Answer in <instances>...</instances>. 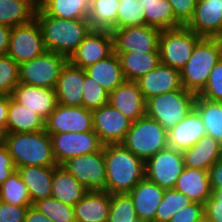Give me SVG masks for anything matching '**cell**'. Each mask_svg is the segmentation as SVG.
<instances>
[{
    "instance_id": "1",
    "label": "cell",
    "mask_w": 222,
    "mask_h": 222,
    "mask_svg": "<svg viewBox=\"0 0 222 222\" xmlns=\"http://www.w3.org/2000/svg\"><path fill=\"white\" fill-rule=\"evenodd\" d=\"M35 18L41 26L46 51L61 54L68 59L92 30L88 20L49 16L39 6Z\"/></svg>"
},
{
    "instance_id": "2",
    "label": "cell",
    "mask_w": 222,
    "mask_h": 222,
    "mask_svg": "<svg viewBox=\"0 0 222 222\" xmlns=\"http://www.w3.org/2000/svg\"><path fill=\"white\" fill-rule=\"evenodd\" d=\"M106 192L129 193L144 177L145 162L122 144L104 145Z\"/></svg>"
},
{
    "instance_id": "3",
    "label": "cell",
    "mask_w": 222,
    "mask_h": 222,
    "mask_svg": "<svg viewBox=\"0 0 222 222\" xmlns=\"http://www.w3.org/2000/svg\"><path fill=\"white\" fill-rule=\"evenodd\" d=\"M5 146L16 168L23 166H57L50 135L38 132L6 133Z\"/></svg>"
},
{
    "instance_id": "4",
    "label": "cell",
    "mask_w": 222,
    "mask_h": 222,
    "mask_svg": "<svg viewBox=\"0 0 222 222\" xmlns=\"http://www.w3.org/2000/svg\"><path fill=\"white\" fill-rule=\"evenodd\" d=\"M222 58V39L201 38L193 48L185 66L180 69L182 87L199 95L207 84L210 72Z\"/></svg>"
},
{
    "instance_id": "5",
    "label": "cell",
    "mask_w": 222,
    "mask_h": 222,
    "mask_svg": "<svg viewBox=\"0 0 222 222\" xmlns=\"http://www.w3.org/2000/svg\"><path fill=\"white\" fill-rule=\"evenodd\" d=\"M121 144L146 162L160 150L168 147L167 130L153 118L145 115L132 122Z\"/></svg>"
},
{
    "instance_id": "6",
    "label": "cell",
    "mask_w": 222,
    "mask_h": 222,
    "mask_svg": "<svg viewBox=\"0 0 222 222\" xmlns=\"http://www.w3.org/2000/svg\"><path fill=\"white\" fill-rule=\"evenodd\" d=\"M196 95L183 87L146 100V115L167 131L185 118L195 105Z\"/></svg>"
},
{
    "instance_id": "7",
    "label": "cell",
    "mask_w": 222,
    "mask_h": 222,
    "mask_svg": "<svg viewBox=\"0 0 222 222\" xmlns=\"http://www.w3.org/2000/svg\"><path fill=\"white\" fill-rule=\"evenodd\" d=\"M200 39L201 37L187 26L162 30L158 47L161 63L177 70L182 69Z\"/></svg>"
},
{
    "instance_id": "8",
    "label": "cell",
    "mask_w": 222,
    "mask_h": 222,
    "mask_svg": "<svg viewBox=\"0 0 222 222\" xmlns=\"http://www.w3.org/2000/svg\"><path fill=\"white\" fill-rule=\"evenodd\" d=\"M67 61L61 54L45 51L19 65V83L54 89Z\"/></svg>"
},
{
    "instance_id": "9",
    "label": "cell",
    "mask_w": 222,
    "mask_h": 222,
    "mask_svg": "<svg viewBox=\"0 0 222 222\" xmlns=\"http://www.w3.org/2000/svg\"><path fill=\"white\" fill-rule=\"evenodd\" d=\"M46 51L41 26L37 19L12 27L7 55L18 65Z\"/></svg>"
},
{
    "instance_id": "10",
    "label": "cell",
    "mask_w": 222,
    "mask_h": 222,
    "mask_svg": "<svg viewBox=\"0 0 222 222\" xmlns=\"http://www.w3.org/2000/svg\"><path fill=\"white\" fill-rule=\"evenodd\" d=\"M61 166L88 191H106L104 145L98 152L70 158Z\"/></svg>"
},
{
    "instance_id": "11",
    "label": "cell",
    "mask_w": 222,
    "mask_h": 222,
    "mask_svg": "<svg viewBox=\"0 0 222 222\" xmlns=\"http://www.w3.org/2000/svg\"><path fill=\"white\" fill-rule=\"evenodd\" d=\"M114 53L159 52L161 29L149 26H130L111 29Z\"/></svg>"
},
{
    "instance_id": "12",
    "label": "cell",
    "mask_w": 222,
    "mask_h": 222,
    "mask_svg": "<svg viewBox=\"0 0 222 222\" xmlns=\"http://www.w3.org/2000/svg\"><path fill=\"white\" fill-rule=\"evenodd\" d=\"M184 168L182 151L168 146L145 162V177L164 190L171 189Z\"/></svg>"
},
{
    "instance_id": "13",
    "label": "cell",
    "mask_w": 222,
    "mask_h": 222,
    "mask_svg": "<svg viewBox=\"0 0 222 222\" xmlns=\"http://www.w3.org/2000/svg\"><path fill=\"white\" fill-rule=\"evenodd\" d=\"M52 151L57 165H62L70 158L98 152L103 144L94 131L65 132L49 134Z\"/></svg>"
},
{
    "instance_id": "14",
    "label": "cell",
    "mask_w": 222,
    "mask_h": 222,
    "mask_svg": "<svg viewBox=\"0 0 222 222\" xmlns=\"http://www.w3.org/2000/svg\"><path fill=\"white\" fill-rule=\"evenodd\" d=\"M45 131L48 134L93 131L92 110L58 104L45 120Z\"/></svg>"
},
{
    "instance_id": "15",
    "label": "cell",
    "mask_w": 222,
    "mask_h": 222,
    "mask_svg": "<svg viewBox=\"0 0 222 222\" xmlns=\"http://www.w3.org/2000/svg\"><path fill=\"white\" fill-rule=\"evenodd\" d=\"M93 131L103 145L121 144L131 127L132 121L123 113L106 103L92 111Z\"/></svg>"
},
{
    "instance_id": "16",
    "label": "cell",
    "mask_w": 222,
    "mask_h": 222,
    "mask_svg": "<svg viewBox=\"0 0 222 222\" xmlns=\"http://www.w3.org/2000/svg\"><path fill=\"white\" fill-rule=\"evenodd\" d=\"M113 53V38L110 30L92 29L68 59L82 69L106 59Z\"/></svg>"
},
{
    "instance_id": "17",
    "label": "cell",
    "mask_w": 222,
    "mask_h": 222,
    "mask_svg": "<svg viewBox=\"0 0 222 222\" xmlns=\"http://www.w3.org/2000/svg\"><path fill=\"white\" fill-rule=\"evenodd\" d=\"M186 26L201 38L222 39V0L197 2L194 15Z\"/></svg>"
},
{
    "instance_id": "18",
    "label": "cell",
    "mask_w": 222,
    "mask_h": 222,
    "mask_svg": "<svg viewBox=\"0 0 222 222\" xmlns=\"http://www.w3.org/2000/svg\"><path fill=\"white\" fill-rule=\"evenodd\" d=\"M108 103L132 122L146 115V100L137 81L125 80L109 93Z\"/></svg>"
},
{
    "instance_id": "19",
    "label": "cell",
    "mask_w": 222,
    "mask_h": 222,
    "mask_svg": "<svg viewBox=\"0 0 222 222\" xmlns=\"http://www.w3.org/2000/svg\"><path fill=\"white\" fill-rule=\"evenodd\" d=\"M136 81L145 100L182 88L180 70L163 63Z\"/></svg>"
},
{
    "instance_id": "20",
    "label": "cell",
    "mask_w": 222,
    "mask_h": 222,
    "mask_svg": "<svg viewBox=\"0 0 222 222\" xmlns=\"http://www.w3.org/2000/svg\"><path fill=\"white\" fill-rule=\"evenodd\" d=\"M11 96L34 111L44 121L58 105L55 89L52 88L19 83Z\"/></svg>"
},
{
    "instance_id": "21",
    "label": "cell",
    "mask_w": 222,
    "mask_h": 222,
    "mask_svg": "<svg viewBox=\"0 0 222 222\" xmlns=\"http://www.w3.org/2000/svg\"><path fill=\"white\" fill-rule=\"evenodd\" d=\"M84 69L73 65L69 60L61 70L55 86L58 104L82 106Z\"/></svg>"
},
{
    "instance_id": "22",
    "label": "cell",
    "mask_w": 222,
    "mask_h": 222,
    "mask_svg": "<svg viewBox=\"0 0 222 222\" xmlns=\"http://www.w3.org/2000/svg\"><path fill=\"white\" fill-rule=\"evenodd\" d=\"M165 190L144 177L128 194L133 200L140 222H154L157 207Z\"/></svg>"
},
{
    "instance_id": "23",
    "label": "cell",
    "mask_w": 222,
    "mask_h": 222,
    "mask_svg": "<svg viewBox=\"0 0 222 222\" xmlns=\"http://www.w3.org/2000/svg\"><path fill=\"white\" fill-rule=\"evenodd\" d=\"M206 135V129L198 112L193 109L185 118L167 131L168 146L184 151Z\"/></svg>"
},
{
    "instance_id": "24",
    "label": "cell",
    "mask_w": 222,
    "mask_h": 222,
    "mask_svg": "<svg viewBox=\"0 0 222 222\" xmlns=\"http://www.w3.org/2000/svg\"><path fill=\"white\" fill-rule=\"evenodd\" d=\"M111 194L106 191H88L73 207L76 222H107Z\"/></svg>"
},
{
    "instance_id": "25",
    "label": "cell",
    "mask_w": 222,
    "mask_h": 222,
    "mask_svg": "<svg viewBox=\"0 0 222 222\" xmlns=\"http://www.w3.org/2000/svg\"><path fill=\"white\" fill-rule=\"evenodd\" d=\"M182 154L185 167L208 171L216 161L222 159V145L205 135Z\"/></svg>"
},
{
    "instance_id": "26",
    "label": "cell",
    "mask_w": 222,
    "mask_h": 222,
    "mask_svg": "<svg viewBox=\"0 0 222 222\" xmlns=\"http://www.w3.org/2000/svg\"><path fill=\"white\" fill-rule=\"evenodd\" d=\"M174 188L193 202L205 204L212 195L208 171L185 167Z\"/></svg>"
},
{
    "instance_id": "27",
    "label": "cell",
    "mask_w": 222,
    "mask_h": 222,
    "mask_svg": "<svg viewBox=\"0 0 222 222\" xmlns=\"http://www.w3.org/2000/svg\"><path fill=\"white\" fill-rule=\"evenodd\" d=\"M27 185L32 204L51 197L54 166H23L16 168Z\"/></svg>"
},
{
    "instance_id": "28",
    "label": "cell",
    "mask_w": 222,
    "mask_h": 222,
    "mask_svg": "<svg viewBox=\"0 0 222 222\" xmlns=\"http://www.w3.org/2000/svg\"><path fill=\"white\" fill-rule=\"evenodd\" d=\"M88 192L63 166H54L51 197L74 207Z\"/></svg>"
},
{
    "instance_id": "29",
    "label": "cell",
    "mask_w": 222,
    "mask_h": 222,
    "mask_svg": "<svg viewBox=\"0 0 222 222\" xmlns=\"http://www.w3.org/2000/svg\"><path fill=\"white\" fill-rule=\"evenodd\" d=\"M41 130H45V121L10 95L6 133L38 132Z\"/></svg>"
},
{
    "instance_id": "30",
    "label": "cell",
    "mask_w": 222,
    "mask_h": 222,
    "mask_svg": "<svg viewBox=\"0 0 222 222\" xmlns=\"http://www.w3.org/2000/svg\"><path fill=\"white\" fill-rule=\"evenodd\" d=\"M85 72L109 93L126 80L119 56L114 52L106 59L85 68Z\"/></svg>"
},
{
    "instance_id": "31",
    "label": "cell",
    "mask_w": 222,
    "mask_h": 222,
    "mask_svg": "<svg viewBox=\"0 0 222 222\" xmlns=\"http://www.w3.org/2000/svg\"><path fill=\"white\" fill-rule=\"evenodd\" d=\"M116 54L119 56L121 68L126 80L136 81L161 63L159 52Z\"/></svg>"
},
{
    "instance_id": "32",
    "label": "cell",
    "mask_w": 222,
    "mask_h": 222,
    "mask_svg": "<svg viewBox=\"0 0 222 222\" xmlns=\"http://www.w3.org/2000/svg\"><path fill=\"white\" fill-rule=\"evenodd\" d=\"M38 0H0V24L9 27L26 24L35 18Z\"/></svg>"
},
{
    "instance_id": "33",
    "label": "cell",
    "mask_w": 222,
    "mask_h": 222,
    "mask_svg": "<svg viewBox=\"0 0 222 222\" xmlns=\"http://www.w3.org/2000/svg\"><path fill=\"white\" fill-rule=\"evenodd\" d=\"M91 0H38V6L49 16L88 20Z\"/></svg>"
},
{
    "instance_id": "34",
    "label": "cell",
    "mask_w": 222,
    "mask_h": 222,
    "mask_svg": "<svg viewBox=\"0 0 222 222\" xmlns=\"http://www.w3.org/2000/svg\"><path fill=\"white\" fill-rule=\"evenodd\" d=\"M194 109L202 119L206 135L222 145V102L210 101L196 95Z\"/></svg>"
},
{
    "instance_id": "35",
    "label": "cell",
    "mask_w": 222,
    "mask_h": 222,
    "mask_svg": "<svg viewBox=\"0 0 222 222\" xmlns=\"http://www.w3.org/2000/svg\"><path fill=\"white\" fill-rule=\"evenodd\" d=\"M144 7L145 25L161 30L182 26L175 18L168 0H139Z\"/></svg>"
},
{
    "instance_id": "36",
    "label": "cell",
    "mask_w": 222,
    "mask_h": 222,
    "mask_svg": "<svg viewBox=\"0 0 222 222\" xmlns=\"http://www.w3.org/2000/svg\"><path fill=\"white\" fill-rule=\"evenodd\" d=\"M119 0H91L88 21L92 29L111 30L117 24Z\"/></svg>"
},
{
    "instance_id": "37",
    "label": "cell",
    "mask_w": 222,
    "mask_h": 222,
    "mask_svg": "<svg viewBox=\"0 0 222 222\" xmlns=\"http://www.w3.org/2000/svg\"><path fill=\"white\" fill-rule=\"evenodd\" d=\"M0 200L15 206L33 205L28 187L17 170L0 185Z\"/></svg>"
},
{
    "instance_id": "38",
    "label": "cell",
    "mask_w": 222,
    "mask_h": 222,
    "mask_svg": "<svg viewBox=\"0 0 222 222\" xmlns=\"http://www.w3.org/2000/svg\"><path fill=\"white\" fill-rule=\"evenodd\" d=\"M192 202L186 195L175 188L166 189L162 201L157 207L154 222H168L174 214Z\"/></svg>"
},
{
    "instance_id": "39",
    "label": "cell",
    "mask_w": 222,
    "mask_h": 222,
    "mask_svg": "<svg viewBox=\"0 0 222 222\" xmlns=\"http://www.w3.org/2000/svg\"><path fill=\"white\" fill-rule=\"evenodd\" d=\"M53 222H76L74 208L53 197L40 199L32 205Z\"/></svg>"
},
{
    "instance_id": "40",
    "label": "cell",
    "mask_w": 222,
    "mask_h": 222,
    "mask_svg": "<svg viewBox=\"0 0 222 222\" xmlns=\"http://www.w3.org/2000/svg\"><path fill=\"white\" fill-rule=\"evenodd\" d=\"M144 10L139 0H119L117 24L112 29L145 25Z\"/></svg>"
},
{
    "instance_id": "41",
    "label": "cell",
    "mask_w": 222,
    "mask_h": 222,
    "mask_svg": "<svg viewBox=\"0 0 222 222\" xmlns=\"http://www.w3.org/2000/svg\"><path fill=\"white\" fill-rule=\"evenodd\" d=\"M107 222H140L136 215L133 200L128 193L111 194Z\"/></svg>"
},
{
    "instance_id": "42",
    "label": "cell",
    "mask_w": 222,
    "mask_h": 222,
    "mask_svg": "<svg viewBox=\"0 0 222 222\" xmlns=\"http://www.w3.org/2000/svg\"><path fill=\"white\" fill-rule=\"evenodd\" d=\"M82 92V106L86 109L93 111L108 103L109 92L88 76L85 69Z\"/></svg>"
},
{
    "instance_id": "43",
    "label": "cell",
    "mask_w": 222,
    "mask_h": 222,
    "mask_svg": "<svg viewBox=\"0 0 222 222\" xmlns=\"http://www.w3.org/2000/svg\"><path fill=\"white\" fill-rule=\"evenodd\" d=\"M19 84V65L8 55L0 56V93L12 95Z\"/></svg>"
},
{
    "instance_id": "44",
    "label": "cell",
    "mask_w": 222,
    "mask_h": 222,
    "mask_svg": "<svg viewBox=\"0 0 222 222\" xmlns=\"http://www.w3.org/2000/svg\"><path fill=\"white\" fill-rule=\"evenodd\" d=\"M198 96L210 101L222 102V58L210 72L207 84Z\"/></svg>"
},
{
    "instance_id": "45",
    "label": "cell",
    "mask_w": 222,
    "mask_h": 222,
    "mask_svg": "<svg viewBox=\"0 0 222 222\" xmlns=\"http://www.w3.org/2000/svg\"><path fill=\"white\" fill-rule=\"evenodd\" d=\"M171 4L174 18L182 25L186 26L189 21L192 19L195 7L196 0H168Z\"/></svg>"
},
{
    "instance_id": "46",
    "label": "cell",
    "mask_w": 222,
    "mask_h": 222,
    "mask_svg": "<svg viewBox=\"0 0 222 222\" xmlns=\"http://www.w3.org/2000/svg\"><path fill=\"white\" fill-rule=\"evenodd\" d=\"M205 217L204 204L192 202L174 214L168 222H199Z\"/></svg>"
},
{
    "instance_id": "47",
    "label": "cell",
    "mask_w": 222,
    "mask_h": 222,
    "mask_svg": "<svg viewBox=\"0 0 222 222\" xmlns=\"http://www.w3.org/2000/svg\"><path fill=\"white\" fill-rule=\"evenodd\" d=\"M30 206H15L0 200V222H24Z\"/></svg>"
},
{
    "instance_id": "48",
    "label": "cell",
    "mask_w": 222,
    "mask_h": 222,
    "mask_svg": "<svg viewBox=\"0 0 222 222\" xmlns=\"http://www.w3.org/2000/svg\"><path fill=\"white\" fill-rule=\"evenodd\" d=\"M212 195L222 202V159L216 161L208 170Z\"/></svg>"
},
{
    "instance_id": "49",
    "label": "cell",
    "mask_w": 222,
    "mask_h": 222,
    "mask_svg": "<svg viewBox=\"0 0 222 222\" xmlns=\"http://www.w3.org/2000/svg\"><path fill=\"white\" fill-rule=\"evenodd\" d=\"M16 170L13 159L4 145L0 148V185Z\"/></svg>"
},
{
    "instance_id": "50",
    "label": "cell",
    "mask_w": 222,
    "mask_h": 222,
    "mask_svg": "<svg viewBox=\"0 0 222 222\" xmlns=\"http://www.w3.org/2000/svg\"><path fill=\"white\" fill-rule=\"evenodd\" d=\"M204 213L210 222H222V202L211 195L204 204Z\"/></svg>"
},
{
    "instance_id": "51",
    "label": "cell",
    "mask_w": 222,
    "mask_h": 222,
    "mask_svg": "<svg viewBox=\"0 0 222 222\" xmlns=\"http://www.w3.org/2000/svg\"><path fill=\"white\" fill-rule=\"evenodd\" d=\"M12 28L0 24V56L7 55Z\"/></svg>"
},
{
    "instance_id": "52",
    "label": "cell",
    "mask_w": 222,
    "mask_h": 222,
    "mask_svg": "<svg viewBox=\"0 0 222 222\" xmlns=\"http://www.w3.org/2000/svg\"><path fill=\"white\" fill-rule=\"evenodd\" d=\"M10 95L0 93V127L6 132Z\"/></svg>"
},
{
    "instance_id": "53",
    "label": "cell",
    "mask_w": 222,
    "mask_h": 222,
    "mask_svg": "<svg viewBox=\"0 0 222 222\" xmlns=\"http://www.w3.org/2000/svg\"><path fill=\"white\" fill-rule=\"evenodd\" d=\"M24 222H53L45 214L39 212L33 206L28 207Z\"/></svg>"
},
{
    "instance_id": "54",
    "label": "cell",
    "mask_w": 222,
    "mask_h": 222,
    "mask_svg": "<svg viewBox=\"0 0 222 222\" xmlns=\"http://www.w3.org/2000/svg\"><path fill=\"white\" fill-rule=\"evenodd\" d=\"M5 136H6L5 130L0 127V148L5 145Z\"/></svg>"
},
{
    "instance_id": "55",
    "label": "cell",
    "mask_w": 222,
    "mask_h": 222,
    "mask_svg": "<svg viewBox=\"0 0 222 222\" xmlns=\"http://www.w3.org/2000/svg\"><path fill=\"white\" fill-rule=\"evenodd\" d=\"M199 222H210L207 218H203L201 221H199Z\"/></svg>"
}]
</instances>
